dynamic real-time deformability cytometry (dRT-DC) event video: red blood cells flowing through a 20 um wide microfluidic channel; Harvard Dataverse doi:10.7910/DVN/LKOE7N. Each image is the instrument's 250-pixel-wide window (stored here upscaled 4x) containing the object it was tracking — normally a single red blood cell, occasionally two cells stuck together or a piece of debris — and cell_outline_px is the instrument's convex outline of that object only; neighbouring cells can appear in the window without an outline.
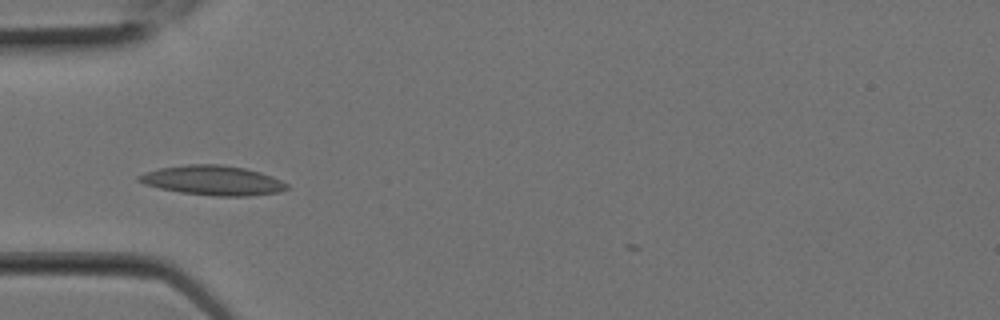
{"species": "Egyptian fruit bat (a non-hibernating species)", "species_latin": "Rousettus aegyptiacus", "temperature_condition": "room temperature", "stored_images_in_passage": 3, "camera_frame_rate_fps": 3000, "um_per_image_px": 0.085, "animal": {"sex": "female"}, "frame": {"image": 1, "passage_image": 1, "time_ms": 0.0, "image_size_px": [1000, 320], "cell_outline_px": [[288, 188], [280, 192], [248, 196], [216, 196], [180, 192], [160, 188], [144, 184], [136, 180], [136, 176], [144, 172], [160, 168], [188, 164], [220, 164], [244, 168], [260, 172], [272, 176], [288, 184]], "centroid_in_image_um": [18.07, 15.33], "position_along_channel_um": 66.9, "area_um2": 25.55}}